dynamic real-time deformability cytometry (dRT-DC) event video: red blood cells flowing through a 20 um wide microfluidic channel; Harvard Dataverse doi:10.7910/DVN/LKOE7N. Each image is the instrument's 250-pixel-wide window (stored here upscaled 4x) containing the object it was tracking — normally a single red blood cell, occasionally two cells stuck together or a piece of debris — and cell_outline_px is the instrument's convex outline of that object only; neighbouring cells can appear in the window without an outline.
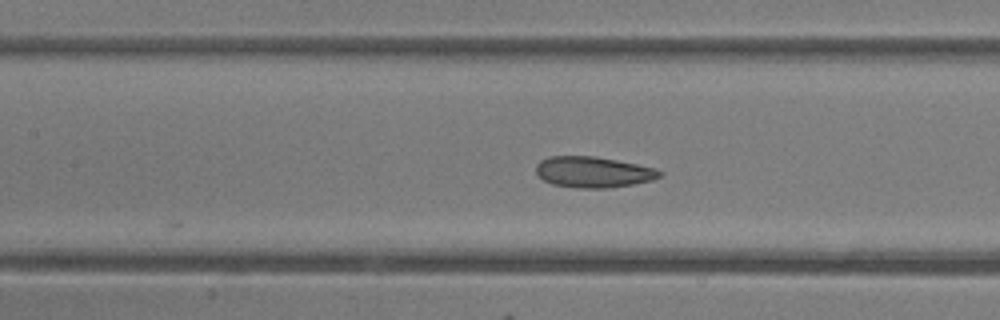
{"species": "common noctule bat (a hibernating species)", "species_latin": "Nyctalus noctula", "temperature_condition": "room temperature", "stored_images_in_passage": 7, "camera_frame_rate_fps": 3000, "um_per_image_px": 0.085, "animal": {"sex": "female"}, "frame": {"image": 1, "passage_image": 7, "time_ms": 7.0, "image_size_px": [1000, 320], "cell_outline_px": [[664, 172], [660, 176], [652, 180], [632, 184], [608, 188], [576, 188], [552, 184], [544, 180], [536, 172], [536, 164], [540, 160], [552, 156], [596, 156], [656, 168]], "centroid_in_image_um": [50.42, 14.62], "position_along_channel_um": 157.0, "area_um2": 22.25}}